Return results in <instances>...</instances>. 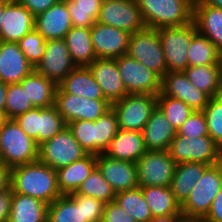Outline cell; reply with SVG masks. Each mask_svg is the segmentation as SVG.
Wrapping results in <instances>:
<instances>
[{"label":"cell","instance_id":"obj_53","mask_svg":"<svg viewBox=\"0 0 222 222\" xmlns=\"http://www.w3.org/2000/svg\"><path fill=\"white\" fill-rule=\"evenodd\" d=\"M7 94V84L0 81V110L4 112Z\"/></svg>","mask_w":222,"mask_h":222},{"label":"cell","instance_id":"obj_36","mask_svg":"<svg viewBox=\"0 0 222 222\" xmlns=\"http://www.w3.org/2000/svg\"><path fill=\"white\" fill-rule=\"evenodd\" d=\"M72 25L91 28L97 22L103 0H64Z\"/></svg>","mask_w":222,"mask_h":222},{"label":"cell","instance_id":"obj_22","mask_svg":"<svg viewBox=\"0 0 222 222\" xmlns=\"http://www.w3.org/2000/svg\"><path fill=\"white\" fill-rule=\"evenodd\" d=\"M73 27L64 0H60L35 16V29L45 40L64 39Z\"/></svg>","mask_w":222,"mask_h":222},{"label":"cell","instance_id":"obj_16","mask_svg":"<svg viewBox=\"0 0 222 222\" xmlns=\"http://www.w3.org/2000/svg\"><path fill=\"white\" fill-rule=\"evenodd\" d=\"M90 32L96 58L116 59L127 53L131 33L98 22Z\"/></svg>","mask_w":222,"mask_h":222},{"label":"cell","instance_id":"obj_47","mask_svg":"<svg viewBox=\"0 0 222 222\" xmlns=\"http://www.w3.org/2000/svg\"><path fill=\"white\" fill-rule=\"evenodd\" d=\"M102 222H135V220L116 201H112L105 204Z\"/></svg>","mask_w":222,"mask_h":222},{"label":"cell","instance_id":"obj_10","mask_svg":"<svg viewBox=\"0 0 222 222\" xmlns=\"http://www.w3.org/2000/svg\"><path fill=\"white\" fill-rule=\"evenodd\" d=\"M157 106V95L127 94L122 99L111 103L119 129L142 132L151 113Z\"/></svg>","mask_w":222,"mask_h":222},{"label":"cell","instance_id":"obj_43","mask_svg":"<svg viewBox=\"0 0 222 222\" xmlns=\"http://www.w3.org/2000/svg\"><path fill=\"white\" fill-rule=\"evenodd\" d=\"M202 111L207 120L209 136L222 149V94L210 98Z\"/></svg>","mask_w":222,"mask_h":222},{"label":"cell","instance_id":"obj_20","mask_svg":"<svg viewBox=\"0 0 222 222\" xmlns=\"http://www.w3.org/2000/svg\"><path fill=\"white\" fill-rule=\"evenodd\" d=\"M88 67L100 86L103 96L110 104L128 94L120 76L116 59L96 58Z\"/></svg>","mask_w":222,"mask_h":222},{"label":"cell","instance_id":"obj_30","mask_svg":"<svg viewBox=\"0 0 222 222\" xmlns=\"http://www.w3.org/2000/svg\"><path fill=\"white\" fill-rule=\"evenodd\" d=\"M64 40L76 66H89L96 59L89 28L73 26Z\"/></svg>","mask_w":222,"mask_h":222},{"label":"cell","instance_id":"obj_7","mask_svg":"<svg viewBox=\"0 0 222 222\" xmlns=\"http://www.w3.org/2000/svg\"><path fill=\"white\" fill-rule=\"evenodd\" d=\"M167 72L184 71L188 67L187 53L193 37L198 33L194 21L174 27L158 28Z\"/></svg>","mask_w":222,"mask_h":222},{"label":"cell","instance_id":"obj_51","mask_svg":"<svg viewBox=\"0 0 222 222\" xmlns=\"http://www.w3.org/2000/svg\"><path fill=\"white\" fill-rule=\"evenodd\" d=\"M11 188V169L0 162V191Z\"/></svg>","mask_w":222,"mask_h":222},{"label":"cell","instance_id":"obj_13","mask_svg":"<svg viewBox=\"0 0 222 222\" xmlns=\"http://www.w3.org/2000/svg\"><path fill=\"white\" fill-rule=\"evenodd\" d=\"M54 106L66 124L75 120L95 121L111 108L107 100L89 99L69 93L55 91Z\"/></svg>","mask_w":222,"mask_h":222},{"label":"cell","instance_id":"obj_35","mask_svg":"<svg viewBox=\"0 0 222 222\" xmlns=\"http://www.w3.org/2000/svg\"><path fill=\"white\" fill-rule=\"evenodd\" d=\"M221 52L203 35L197 33L187 53L188 66L221 64Z\"/></svg>","mask_w":222,"mask_h":222},{"label":"cell","instance_id":"obj_8","mask_svg":"<svg viewBox=\"0 0 222 222\" xmlns=\"http://www.w3.org/2000/svg\"><path fill=\"white\" fill-rule=\"evenodd\" d=\"M126 54L157 73L161 78L167 72L164 51L157 29L145 27L143 30L131 34Z\"/></svg>","mask_w":222,"mask_h":222},{"label":"cell","instance_id":"obj_18","mask_svg":"<svg viewBox=\"0 0 222 222\" xmlns=\"http://www.w3.org/2000/svg\"><path fill=\"white\" fill-rule=\"evenodd\" d=\"M1 41L17 43L35 29V16L17 0H4Z\"/></svg>","mask_w":222,"mask_h":222},{"label":"cell","instance_id":"obj_25","mask_svg":"<svg viewBox=\"0 0 222 222\" xmlns=\"http://www.w3.org/2000/svg\"><path fill=\"white\" fill-rule=\"evenodd\" d=\"M146 152L142 132L120 129L103 154L114 159L136 163Z\"/></svg>","mask_w":222,"mask_h":222},{"label":"cell","instance_id":"obj_52","mask_svg":"<svg viewBox=\"0 0 222 222\" xmlns=\"http://www.w3.org/2000/svg\"><path fill=\"white\" fill-rule=\"evenodd\" d=\"M183 215H169L153 217L150 222H183Z\"/></svg>","mask_w":222,"mask_h":222},{"label":"cell","instance_id":"obj_17","mask_svg":"<svg viewBox=\"0 0 222 222\" xmlns=\"http://www.w3.org/2000/svg\"><path fill=\"white\" fill-rule=\"evenodd\" d=\"M158 95L181 100L193 110H203L210 97L198 90L189 80L184 71L166 72L161 78V89Z\"/></svg>","mask_w":222,"mask_h":222},{"label":"cell","instance_id":"obj_41","mask_svg":"<svg viewBox=\"0 0 222 222\" xmlns=\"http://www.w3.org/2000/svg\"><path fill=\"white\" fill-rule=\"evenodd\" d=\"M67 124L55 106L39 108V145L61 132Z\"/></svg>","mask_w":222,"mask_h":222},{"label":"cell","instance_id":"obj_49","mask_svg":"<svg viewBox=\"0 0 222 222\" xmlns=\"http://www.w3.org/2000/svg\"><path fill=\"white\" fill-rule=\"evenodd\" d=\"M26 7L34 16L46 11L60 0H17Z\"/></svg>","mask_w":222,"mask_h":222},{"label":"cell","instance_id":"obj_4","mask_svg":"<svg viewBox=\"0 0 222 222\" xmlns=\"http://www.w3.org/2000/svg\"><path fill=\"white\" fill-rule=\"evenodd\" d=\"M38 148L14 119L0 126V160L10 169L37 161Z\"/></svg>","mask_w":222,"mask_h":222},{"label":"cell","instance_id":"obj_44","mask_svg":"<svg viewBox=\"0 0 222 222\" xmlns=\"http://www.w3.org/2000/svg\"><path fill=\"white\" fill-rule=\"evenodd\" d=\"M17 43L29 63L36 68L45 52L47 40L36 29H33Z\"/></svg>","mask_w":222,"mask_h":222},{"label":"cell","instance_id":"obj_38","mask_svg":"<svg viewBox=\"0 0 222 222\" xmlns=\"http://www.w3.org/2000/svg\"><path fill=\"white\" fill-rule=\"evenodd\" d=\"M157 107L176 130H178L194 111L181 100L164 95H157Z\"/></svg>","mask_w":222,"mask_h":222},{"label":"cell","instance_id":"obj_26","mask_svg":"<svg viewBox=\"0 0 222 222\" xmlns=\"http://www.w3.org/2000/svg\"><path fill=\"white\" fill-rule=\"evenodd\" d=\"M57 88L64 93L89 99L106 100L88 66H76Z\"/></svg>","mask_w":222,"mask_h":222},{"label":"cell","instance_id":"obj_24","mask_svg":"<svg viewBox=\"0 0 222 222\" xmlns=\"http://www.w3.org/2000/svg\"><path fill=\"white\" fill-rule=\"evenodd\" d=\"M193 21L197 32L205 36L222 54V8L194 0Z\"/></svg>","mask_w":222,"mask_h":222},{"label":"cell","instance_id":"obj_5","mask_svg":"<svg viewBox=\"0 0 222 222\" xmlns=\"http://www.w3.org/2000/svg\"><path fill=\"white\" fill-rule=\"evenodd\" d=\"M222 185V162L210 166L199 179L189 197L181 205L185 220L201 221L210 211L212 202Z\"/></svg>","mask_w":222,"mask_h":222},{"label":"cell","instance_id":"obj_32","mask_svg":"<svg viewBox=\"0 0 222 222\" xmlns=\"http://www.w3.org/2000/svg\"><path fill=\"white\" fill-rule=\"evenodd\" d=\"M140 188L153 217L182 215L181 205L176 201L170 186H146Z\"/></svg>","mask_w":222,"mask_h":222},{"label":"cell","instance_id":"obj_55","mask_svg":"<svg viewBox=\"0 0 222 222\" xmlns=\"http://www.w3.org/2000/svg\"><path fill=\"white\" fill-rule=\"evenodd\" d=\"M3 12H4V0L0 1V41H1V27H2L1 22H2Z\"/></svg>","mask_w":222,"mask_h":222},{"label":"cell","instance_id":"obj_19","mask_svg":"<svg viewBox=\"0 0 222 222\" xmlns=\"http://www.w3.org/2000/svg\"><path fill=\"white\" fill-rule=\"evenodd\" d=\"M96 162L116 194L139 187L136 163L114 159L103 153L96 156Z\"/></svg>","mask_w":222,"mask_h":222},{"label":"cell","instance_id":"obj_45","mask_svg":"<svg viewBox=\"0 0 222 222\" xmlns=\"http://www.w3.org/2000/svg\"><path fill=\"white\" fill-rule=\"evenodd\" d=\"M177 134L183 137L209 135L204 112L202 110H194L189 118L178 128Z\"/></svg>","mask_w":222,"mask_h":222},{"label":"cell","instance_id":"obj_3","mask_svg":"<svg viewBox=\"0 0 222 222\" xmlns=\"http://www.w3.org/2000/svg\"><path fill=\"white\" fill-rule=\"evenodd\" d=\"M145 27L158 29L193 21L194 0H136Z\"/></svg>","mask_w":222,"mask_h":222},{"label":"cell","instance_id":"obj_28","mask_svg":"<svg viewBox=\"0 0 222 222\" xmlns=\"http://www.w3.org/2000/svg\"><path fill=\"white\" fill-rule=\"evenodd\" d=\"M210 166L197 162H183L176 165L170 188L180 205L186 201L195 183L202 178L204 172Z\"/></svg>","mask_w":222,"mask_h":222},{"label":"cell","instance_id":"obj_15","mask_svg":"<svg viewBox=\"0 0 222 222\" xmlns=\"http://www.w3.org/2000/svg\"><path fill=\"white\" fill-rule=\"evenodd\" d=\"M75 67L65 40L51 39L35 70L58 86Z\"/></svg>","mask_w":222,"mask_h":222},{"label":"cell","instance_id":"obj_11","mask_svg":"<svg viewBox=\"0 0 222 222\" xmlns=\"http://www.w3.org/2000/svg\"><path fill=\"white\" fill-rule=\"evenodd\" d=\"M176 165L167 150L147 151L136 162L139 187H169Z\"/></svg>","mask_w":222,"mask_h":222},{"label":"cell","instance_id":"obj_37","mask_svg":"<svg viewBox=\"0 0 222 222\" xmlns=\"http://www.w3.org/2000/svg\"><path fill=\"white\" fill-rule=\"evenodd\" d=\"M81 195L91 196L103 203L115 201L116 193L108 181L102 176L96 167L93 172L81 183L75 192Z\"/></svg>","mask_w":222,"mask_h":222},{"label":"cell","instance_id":"obj_58","mask_svg":"<svg viewBox=\"0 0 222 222\" xmlns=\"http://www.w3.org/2000/svg\"><path fill=\"white\" fill-rule=\"evenodd\" d=\"M183 222H200V221H194V220H184Z\"/></svg>","mask_w":222,"mask_h":222},{"label":"cell","instance_id":"obj_54","mask_svg":"<svg viewBox=\"0 0 222 222\" xmlns=\"http://www.w3.org/2000/svg\"><path fill=\"white\" fill-rule=\"evenodd\" d=\"M205 5L222 8V0H201Z\"/></svg>","mask_w":222,"mask_h":222},{"label":"cell","instance_id":"obj_2","mask_svg":"<svg viewBox=\"0 0 222 222\" xmlns=\"http://www.w3.org/2000/svg\"><path fill=\"white\" fill-rule=\"evenodd\" d=\"M104 207L100 200L73 192L48 205L47 222H102Z\"/></svg>","mask_w":222,"mask_h":222},{"label":"cell","instance_id":"obj_9","mask_svg":"<svg viewBox=\"0 0 222 222\" xmlns=\"http://www.w3.org/2000/svg\"><path fill=\"white\" fill-rule=\"evenodd\" d=\"M87 154L68 127L40 144L38 148V160L56 171Z\"/></svg>","mask_w":222,"mask_h":222},{"label":"cell","instance_id":"obj_46","mask_svg":"<svg viewBox=\"0 0 222 222\" xmlns=\"http://www.w3.org/2000/svg\"><path fill=\"white\" fill-rule=\"evenodd\" d=\"M21 129L39 146V108L35 107L14 119Z\"/></svg>","mask_w":222,"mask_h":222},{"label":"cell","instance_id":"obj_29","mask_svg":"<svg viewBox=\"0 0 222 222\" xmlns=\"http://www.w3.org/2000/svg\"><path fill=\"white\" fill-rule=\"evenodd\" d=\"M47 211L45 202L13 192L8 222H47Z\"/></svg>","mask_w":222,"mask_h":222},{"label":"cell","instance_id":"obj_27","mask_svg":"<svg viewBox=\"0 0 222 222\" xmlns=\"http://www.w3.org/2000/svg\"><path fill=\"white\" fill-rule=\"evenodd\" d=\"M97 167L96 155L87 154L68 166L57 170L58 187L62 195L76 192L81 183Z\"/></svg>","mask_w":222,"mask_h":222},{"label":"cell","instance_id":"obj_50","mask_svg":"<svg viewBox=\"0 0 222 222\" xmlns=\"http://www.w3.org/2000/svg\"><path fill=\"white\" fill-rule=\"evenodd\" d=\"M12 193V188L0 191V222H8Z\"/></svg>","mask_w":222,"mask_h":222},{"label":"cell","instance_id":"obj_42","mask_svg":"<svg viewBox=\"0 0 222 222\" xmlns=\"http://www.w3.org/2000/svg\"><path fill=\"white\" fill-rule=\"evenodd\" d=\"M67 127L88 154L96 155V120H75Z\"/></svg>","mask_w":222,"mask_h":222},{"label":"cell","instance_id":"obj_21","mask_svg":"<svg viewBox=\"0 0 222 222\" xmlns=\"http://www.w3.org/2000/svg\"><path fill=\"white\" fill-rule=\"evenodd\" d=\"M35 68L29 63L18 43L0 41V81L20 83Z\"/></svg>","mask_w":222,"mask_h":222},{"label":"cell","instance_id":"obj_40","mask_svg":"<svg viewBox=\"0 0 222 222\" xmlns=\"http://www.w3.org/2000/svg\"><path fill=\"white\" fill-rule=\"evenodd\" d=\"M35 108L28 96L26 89L19 83L7 84V94L5 101L4 114L7 119H15L18 115L24 114Z\"/></svg>","mask_w":222,"mask_h":222},{"label":"cell","instance_id":"obj_12","mask_svg":"<svg viewBox=\"0 0 222 222\" xmlns=\"http://www.w3.org/2000/svg\"><path fill=\"white\" fill-rule=\"evenodd\" d=\"M124 87L128 94L158 95L161 77L127 54L116 58Z\"/></svg>","mask_w":222,"mask_h":222},{"label":"cell","instance_id":"obj_33","mask_svg":"<svg viewBox=\"0 0 222 222\" xmlns=\"http://www.w3.org/2000/svg\"><path fill=\"white\" fill-rule=\"evenodd\" d=\"M184 72L188 80L210 98L222 94L220 64L188 66Z\"/></svg>","mask_w":222,"mask_h":222},{"label":"cell","instance_id":"obj_14","mask_svg":"<svg viewBox=\"0 0 222 222\" xmlns=\"http://www.w3.org/2000/svg\"><path fill=\"white\" fill-rule=\"evenodd\" d=\"M97 22L131 34L145 28L136 0H103Z\"/></svg>","mask_w":222,"mask_h":222},{"label":"cell","instance_id":"obj_57","mask_svg":"<svg viewBox=\"0 0 222 222\" xmlns=\"http://www.w3.org/2000/svg\"><path fill=\"white\" fill-rule=\"evenodd\" d=\"M220 81H221V92H222V58H221V64H220Z\"/></svg>","mask_w":222,"mask_h":222},{"label":"cell","instance_id":"obj_48","mask_svg":"<svg viewBox=\"0 0 222 222\" xmlns=\"http://www.w3.org/2000/svg\"><path fill=\"white\" fill-rule=\"evenodd\" d=\"M200 222H222V185L212 202L210 211Z\"/></svg>","mask_w":222,"mask_h":222},{"label":"cell","instance_id":"obj_39","mask_svg":"<svg viewBox=\"0 0 222 222\" xmlns=\"http://www.w3.org/2000/svg\"><path fill=\"white\" fill-rule=\"evenodd\" d=\"M119 130L118 119L112 108L96 119V156L106 150Z\"/></svg>","mask_w":222,"mask_h":222},{"label":"cell","instance_id":"obj_56","mask_svg":"<svg viewBox=\"0 0 222 222\" xmlns=\"http://www.w3.org/2000/svg\"><path fill=\"white\" fill-rule=\"evenodd\" d=\"M7 120L3 111L0 110V126Z\"/></svg>","mask_w":222,"mask_h":222},{"label":"cell","instance_id":"obj_34","mask_svg":"<svg viewBox=\"0 0 222 222\" xmlns=\"http://www.w3.org/2000/svg\"><path fill=\"white\" fill-rule=\"evenodd\" d=\"M115 201L134 218L135 222H150L153 218L140 187L117 193Z\"/></svg>","mask_w":222,"mask_h":222},{"label":"cell","instance_id":"obj_6","mask_svg":"<svg viewBox=\"0 0 222 222\" xmlns=\"http://www.w3.org/2000/svg\"><path fill=\"white\" fill-rule=\"evenodd\" d=\"M168 152L177 164L197 162L212 166L222 162V149L209 135L183 137L176 134Z\"/></svg>","mask_w":222,"mask_h":222},{"label":"cell","instance_id":"obj_31","mask_svg":"<svg viewBox=\"0 0 222 222\" xmlns=\"http://www.w3.org/2000/svg\"><path fill=\"white\" fill-rule=\"evenodd\" d=\"M19 84L26 89V95L34 107L47 108L54 105L57 85L35 69Z\"/></svg>","mask_w":222,"mask_h":222},{"label":"cell","instance_id":"obj_23","mask_svg":"<svg viewBox=\"0 0 222 222\" xmlns=\"http://www.w3.org/2000/svg\"><path fill=\"white\" fill-rule=\"evenodd\" d=\"M142 134L147 151H168L177 130L156 106L143 128Z\"/></svg>","mask_w":222,"mask_h":222},{"label":"cell","instance_id":"obj_1","mask_svg":"<svg viewBox=\"0 0 222 222\" xmlns=\"http://www.w3.org/2000/svg\"><path fill=\"white\" fill-rule=\"evenodd\" d=\"M11 188L14 193L34 197L48 205L62 196L57 171L39 160L11 168Z\"/></svg>","mask_w":222,"mask_h":222}]
</instances>
